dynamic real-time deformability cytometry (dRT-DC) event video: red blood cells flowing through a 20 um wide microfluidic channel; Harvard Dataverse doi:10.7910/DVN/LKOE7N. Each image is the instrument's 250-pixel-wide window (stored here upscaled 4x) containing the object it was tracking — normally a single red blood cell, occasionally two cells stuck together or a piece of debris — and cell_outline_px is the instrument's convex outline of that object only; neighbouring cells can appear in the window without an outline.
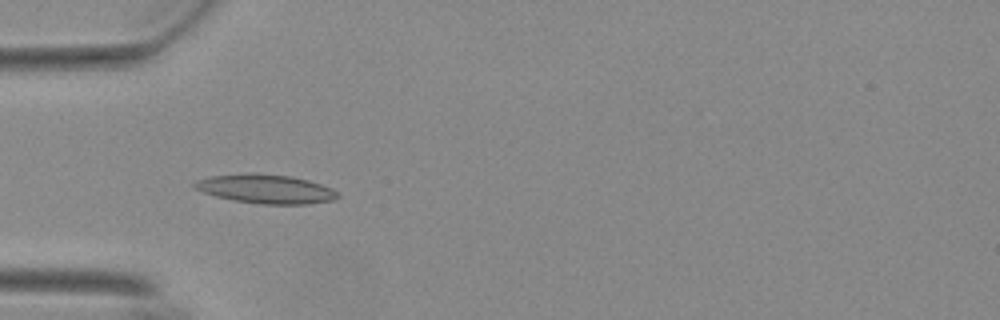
{"species": "Egyptian fruit bat (a non-hibernating species)", "species_latin": "Rousettus aegyptiacus", "temperature_condition": "warm", "stored_images_in_passage": 14, "camera_frame_rate_fps": 3000, "um_per_image_px": 0.085, "animal": {"sex": "female"}, "frame": {"image": 1, "passage_image": 3, "time_ms": 0.667, "image_size_px": [1000, 320], "cell_outline_px": [[340, 196], [332, 200], [308, 204], [260, 204], [232, 200], [216, 196], [192, 188], [192, 184], [196, 180], [212, 176], [252, 172], [288, 176], [308, 180], [332, 188]], "centroid_in_image_um": [22.56, 16.06], "position_along_channel_um": 62.4, "area_um2": 24.16}}
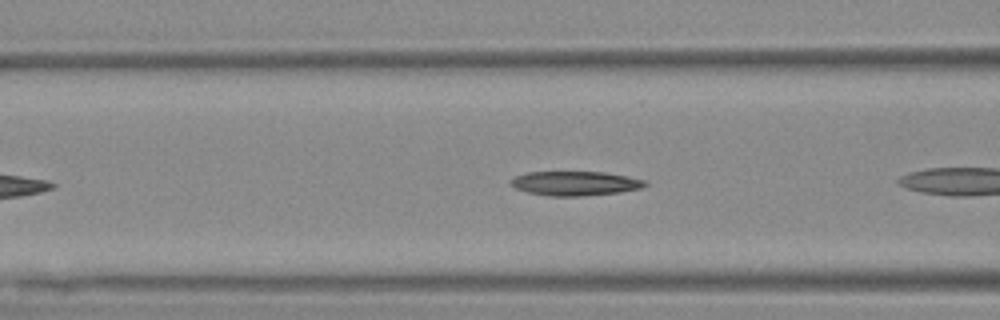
{"frame": {"image": 2, "passage_image": 5, "time_ms": 1.333, "image_size_px": [1000, 320], "cell_outline_px": [[648, 184], [640, 188], [620, 192], [580, 196], [548, 196], [528, 192], [516, 188], [508, 184], [508, 180], [516, 176], [528, 172], [604, 172], [644, 180]], "centroid_in_image_um": [48.82, 15.59], "position_along_channel_um": 117.8, "area_um2": 18.9}}
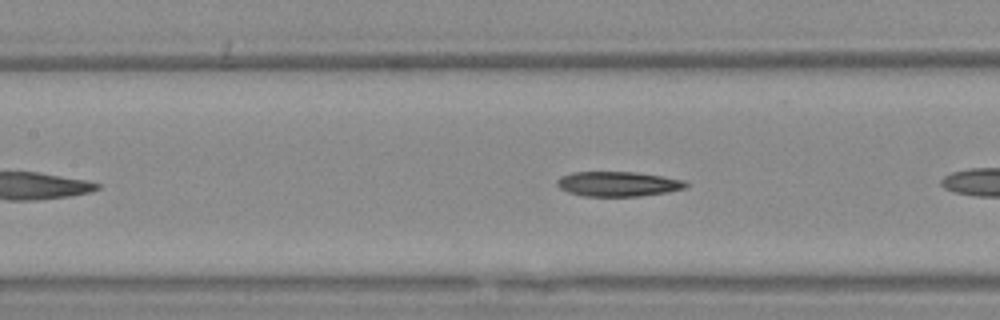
{"frame": {"image": 3, "passage_image": 8, "time_ms": 2.333, "image_size_px": [1000, 320], "cell_outline_px": [[688, 184], [684, 188], [668, 192], [640, 196], [584, 196], [568, 192], [560, 188], [556, 184], [556, 180], [572, 172], [632, 172], [660, 176], [684, 180]], "centroid_in_image_um": [52.52, 15.64], "position_along_channel_um": 154.9, "area_um2": 18.44}}